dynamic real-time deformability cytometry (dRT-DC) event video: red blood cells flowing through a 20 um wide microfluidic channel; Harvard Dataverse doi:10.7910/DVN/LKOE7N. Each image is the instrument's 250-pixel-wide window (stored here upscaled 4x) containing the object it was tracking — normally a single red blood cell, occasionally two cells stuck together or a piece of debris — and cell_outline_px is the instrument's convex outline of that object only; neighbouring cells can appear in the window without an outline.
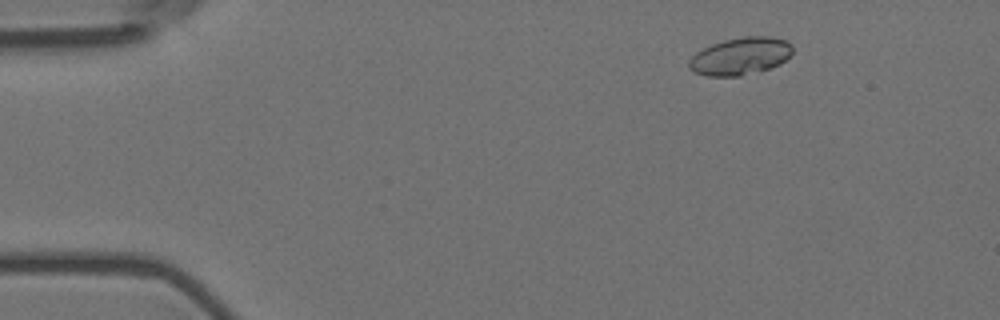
{"species": "Egyptian fruit bat (a non-hibernating species)", "species_latin": "Rousettus aegyptiacus", "temperature_condition": "room temperature", "stored_images_in_passage": 4, "camera_frame_rate_fps": 3000, "um_per_image_px": 0.085, "animal": {"sex": "female"}, "frame": {"image": 1, "passage_image": 2, "time_ms": 0.333, "image_size_px": [1000, 320], "cell_outline_px": [[792, 52], [780, 64], [760, 72], [740, 76], [708, 76], [696, 72], [688, 68], [688, 60], [696, 52], [712, 44], [724, 40], [744, 36], [768, 36], [784, 40], [792, 44]], "centroid_in_image_um": [62.92, 4.78], "position_along_channel_um": 22.1, "area_um2": 22.6}}